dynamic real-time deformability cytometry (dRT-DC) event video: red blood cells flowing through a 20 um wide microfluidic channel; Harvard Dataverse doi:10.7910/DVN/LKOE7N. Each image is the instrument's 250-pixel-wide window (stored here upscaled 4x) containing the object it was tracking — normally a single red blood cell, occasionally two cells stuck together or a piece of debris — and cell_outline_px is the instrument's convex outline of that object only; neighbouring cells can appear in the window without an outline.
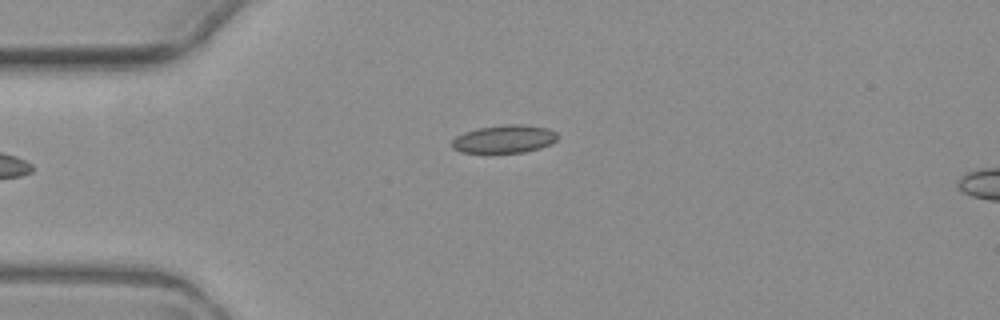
{"species": "common noctule bat (a hibernating species)", "species_latin": "Nyctalus noctula", "temperature_condition": "warm", "stored_images_in_passage": 5, "segment_of_instrument_passage": [1, 2], "camera_frame_rate_fps": 3000, "um_per_image_px": 0.085, "animal": {"sex": "female", "body_mass_g": 19.3, "forearm_length_mm": 54.1}, "frame": {"image": 1, "passage_image": 3, "time_ms": 3.667, "image_size_px": [1000, 320], "cell_outline_px": [[556, 140], [540, 148], [524, 152], [460, 152], [452, 148], [452, 140], [456, 136], [464, 132], [480, 128], [504, 124], [524, 124], [548, 128], [556, 132]], "centroid_in_image_um": [42.85, 11.8], "position_along_channel_um": 42.2, "area_um2": 17.05}}